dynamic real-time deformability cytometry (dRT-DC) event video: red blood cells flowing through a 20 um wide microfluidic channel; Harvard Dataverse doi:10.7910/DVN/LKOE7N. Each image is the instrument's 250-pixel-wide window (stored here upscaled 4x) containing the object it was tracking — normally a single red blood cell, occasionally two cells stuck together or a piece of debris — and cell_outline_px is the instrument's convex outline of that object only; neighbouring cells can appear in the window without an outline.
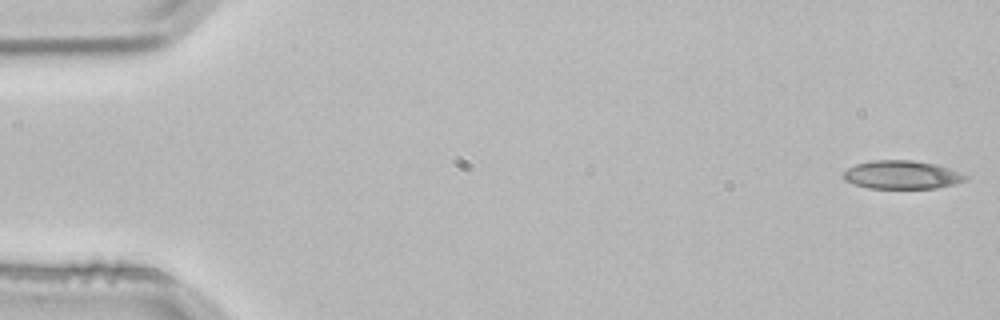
{"species": "common noctule bat (a hibernating species)", "species_latin": "Nyctalus noctula", "temperature_condition": "room temperature", "stored_images_in_passage": 3, "camera_frame_rate_fps": 3000, "um_per_image_px": 0.085, "animal": {"sex": "male", "body_mass_g": 21.5, "forearm_length_mm": 52.0}, "frame": {"image": 1, "passage_image": 1, "time_ms": 0.0, "image_size_px": [1000, 320], "cell_outline_px": [[968, 180], [956, 184], [936, 188], [868, 188], [844, 180], [844, 172], [848, 168], [856, 164], [872, 160], [912, 160], [936, 164], [948, 168], [968, 176]], "centroid_in_image_um": [76.69, 14.86], "position_along_channel_um": 8.3, "area_um2": 20.11}}
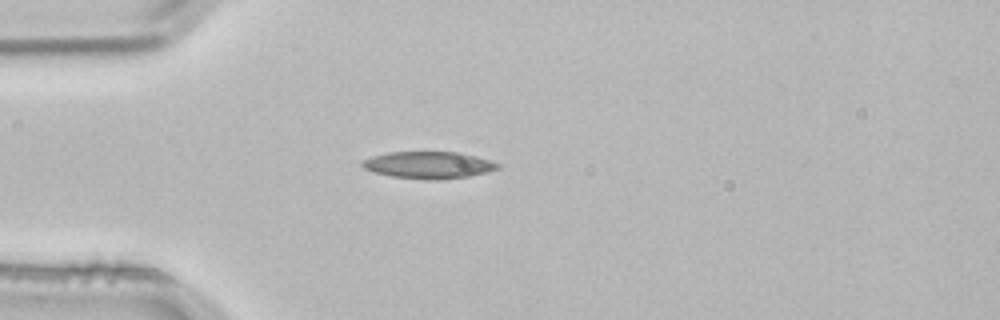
{"frame": {"image": 2, "passage_image": 3, "time_ms": 0.667, "image_size_px": [1000, 320], "cell_outline_px": [[500, 168], [488, 172], [468, 176], [440, 180], [428, 180], [392, 176], [372, 172], [364, 168], [360, 164], [360, 160], [372, 156], [388, 152], [460, 152], [488, 160], [500, 164]], "centroid_in_image_um": [36.39, 14.03], "position_along_channel_um": 48.6, "area_um2": 21.39}}